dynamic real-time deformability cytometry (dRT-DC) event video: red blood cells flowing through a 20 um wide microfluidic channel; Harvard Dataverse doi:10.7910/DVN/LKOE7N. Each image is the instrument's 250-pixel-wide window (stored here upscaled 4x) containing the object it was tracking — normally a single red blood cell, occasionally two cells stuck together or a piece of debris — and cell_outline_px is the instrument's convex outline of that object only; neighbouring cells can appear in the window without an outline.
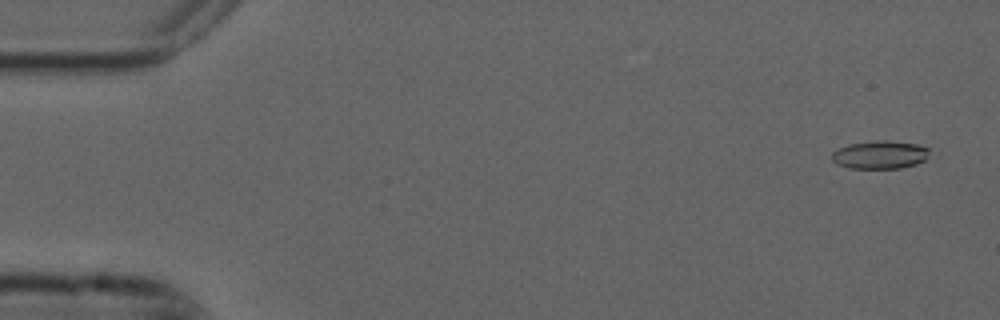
{"species": "common noctule bat (a hibernating species)", "species_latin": "Nyctalus noctula", "temperature_condition": "cold", "stored_images_in_passage": 4, "camera_frame_rate_fps": 3000, "um_per_image_px": 0.085, "animal": {"sex": "male", "forearm_length_mm": 52.5}, "frame": {"image": 1, "passage_image": 1, "time_ms": 0.0, "image_size_px": [1000, 320], "cell_outline_px": [[928, 152], [924, 160], [916, 164], [900, 168], [848, 168], [836, 164], [832, 160], [832, 152], [836, 148], [848, 144], [876, 140], [888, 140], [916, 144], [928, 148]], "centroid_in_image_um": [74.73, 13.15], "position_along_channel_um": 10.3, "area_um2": 16.01}}